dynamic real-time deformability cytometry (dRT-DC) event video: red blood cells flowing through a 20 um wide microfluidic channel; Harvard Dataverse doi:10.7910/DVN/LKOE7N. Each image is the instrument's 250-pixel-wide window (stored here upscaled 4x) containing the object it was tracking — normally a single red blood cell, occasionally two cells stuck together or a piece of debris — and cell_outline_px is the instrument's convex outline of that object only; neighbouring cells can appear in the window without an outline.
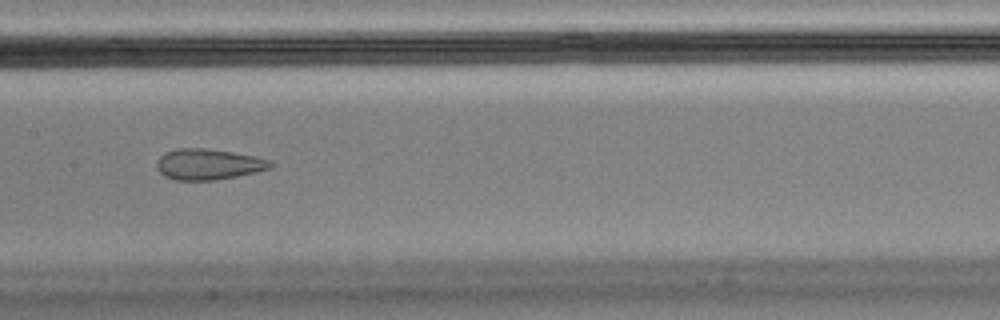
{"species": "Egyptian fruit bat (a non-hibernating species)", "species_latin": "Rousettus aegyptiacus", "temperature_condition": "cold", "stored_images_in_passage": 52, "segment_of_instrument_passage": [1, 2], "camera_frame_rate_fps": 3000, "um_per_image_px": 0.085, "animal": {"sex": "male"}, "frame": {"image": 1, "passage_image": 23, "time_ms": 7.333, "image_size_px": [1000, 320], "cell_outline_px": [[276, 164], [272, 168], [256, 172], [216, 180], [176, 180], [164, 176], [156, 168], [156, 160], [160, 156], [176, 148], [204, 148], [232, 152], [252, 156], [268, 160]], "centroid_in_image_um": [17.7, 13.97], "position_along_channel_um": 189.7, "area_um2": 20.4}}